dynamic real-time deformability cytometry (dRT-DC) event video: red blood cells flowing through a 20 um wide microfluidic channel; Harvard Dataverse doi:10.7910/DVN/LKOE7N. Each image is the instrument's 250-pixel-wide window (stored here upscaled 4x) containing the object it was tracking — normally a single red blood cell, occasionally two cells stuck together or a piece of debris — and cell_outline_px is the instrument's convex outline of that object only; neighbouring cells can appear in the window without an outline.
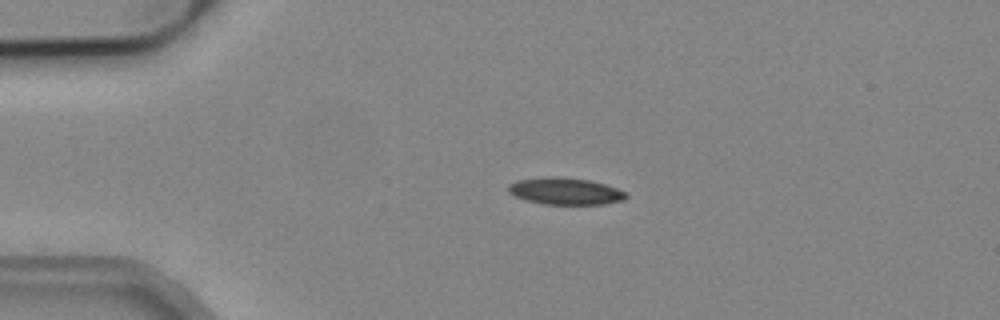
{"species": "common noctule bat (a hibernating species)", "species_latin": "Nyctalus noctula", "temperature_condition": "cold", "stored_images_in_passage": 4, "camera_frame_rate_fps": 3000, "um_per_image_px": 0.085, "animal": {"sex": "male", "body_mass_g": 19.2, "forearm_length_mm": 51.8}, "frame": {"image": 1, "passage_image": 3, "time_ms": 0.667, "image_size_px": [1000, 320], "cell_outline_px": [[628, 196], [624, 200], [604, 204], [544, 204], [524, 200], [508, 192], [508, 184], [516, 180], [544, 176], [560, 176], [588, 180], [604, 184], [616, 188], [624, 192]], "centroid_in_image_um": [48.0, 16.24], "position_along_channel_um": 37.0, "area_um2": 18.55}}